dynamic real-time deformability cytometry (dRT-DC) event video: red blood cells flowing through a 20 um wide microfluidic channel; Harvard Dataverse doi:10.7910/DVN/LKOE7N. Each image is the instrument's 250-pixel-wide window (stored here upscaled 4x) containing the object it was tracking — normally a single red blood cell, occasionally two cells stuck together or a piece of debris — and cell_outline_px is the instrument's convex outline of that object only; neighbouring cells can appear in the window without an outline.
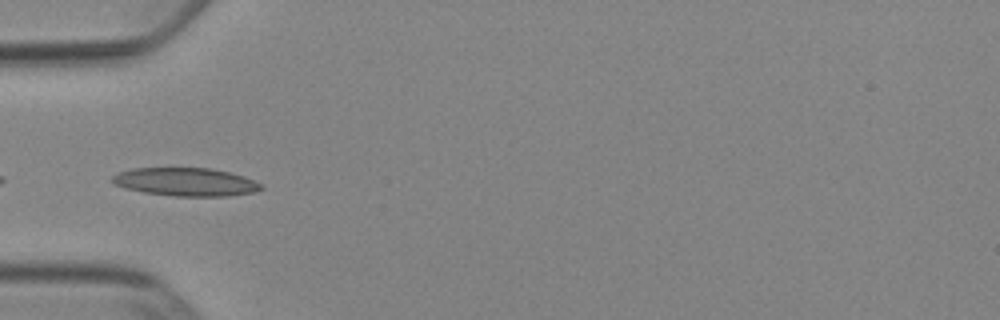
{"species": "Egyptian fruit bat (a non-hibernating species)", "species_latin": "Rousettus aegyptiacus", "temperature_condition": "cold", "stored_images_in_passage": 20, "camera_frame_rate_fps": 3000, "um_per_image_px": 0.085, "animal": {"sex": "female"}, "frame": {"image": 1, "passage_image": 1, "time_ms": 0.0, "image_size_px": [1000, 320], "cell_outline_px": [[264, 188], [252, 192], [228, 196], [176, 196], [144, 192], [124, 188], [112, 184], [108, 180], [116, 172], [132, 168], [208, 168], [228, 172], [244, 176], [264, 184]], "centroid_in_image_um": [15.73, 15.46], "position_along_channel_um": 69.3, "area_um2": 24.68}}
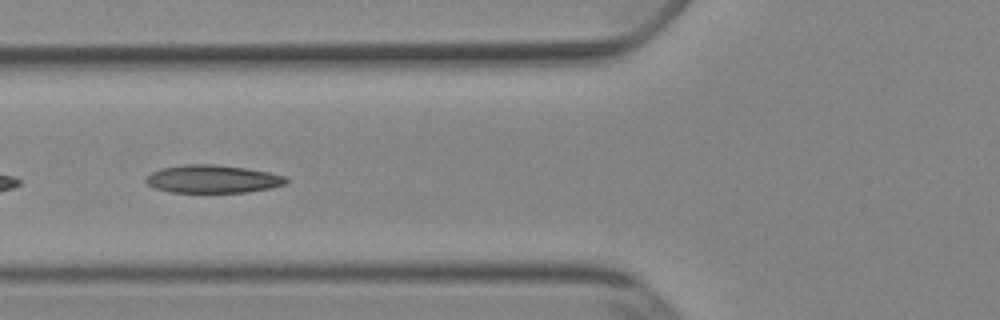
{"frame": {"image": 2, "passage_image": 4, "time_ms": 1.0, "image_size_px": [1000, 320], "cell_outline_px": [[288, 184], [272, 188], [248, 192], [172, 192], [156, 188], [148, 184], [144, 180], [152, 172], [160, 168], [184, 164], [212, 164], [244, 168], [268, 172], [288, 176]], "centroid_in_image_um": [18.13, 15.21], "position_along_channel_um": 107.7, "area_um2": 22.89}}